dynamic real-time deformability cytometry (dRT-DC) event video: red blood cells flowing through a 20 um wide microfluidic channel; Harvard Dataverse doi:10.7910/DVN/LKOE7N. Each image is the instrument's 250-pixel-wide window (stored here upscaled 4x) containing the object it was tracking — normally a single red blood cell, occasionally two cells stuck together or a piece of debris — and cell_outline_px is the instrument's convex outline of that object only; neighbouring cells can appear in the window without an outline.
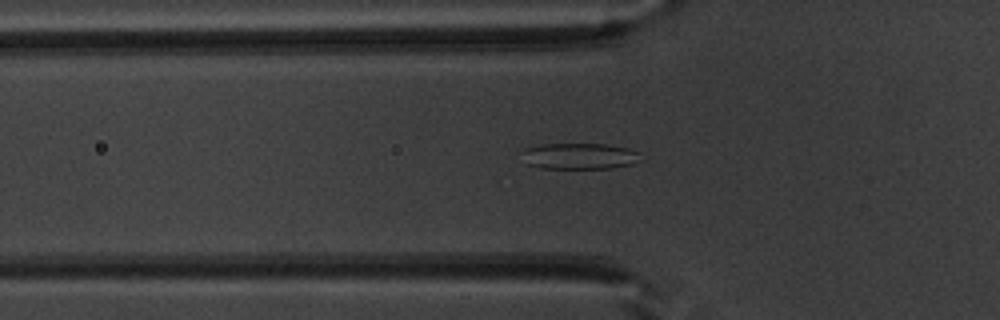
{"species": "common noctule bat (a hibernating species)", "species_latin": "Nyctalus noctula", "temperature_condition": "warm", "stored_images_in_passage": 45, "camera_frame_rate_fps": 3000, "um_per_image_px": 0.085, "animal": {"sex": "male", "body_mass_g": 20.1, "forearm_length_mm": 53.5}, "frame": {"image": 1, "passage_image": 11, "time_ms": 3.333, "image_size_px": [1000, 320], "cell_outline_px": [[640, 152], [632, 164], [612, 168], [540, 168], [524, 164], [520, 152], [524, 148], [540, 144], [608, 144], [628, 148]], "centroid_in_image_um": [49.13, 13.26], "position_along_channel_um": 76.7, "area_um2": 18.21}}
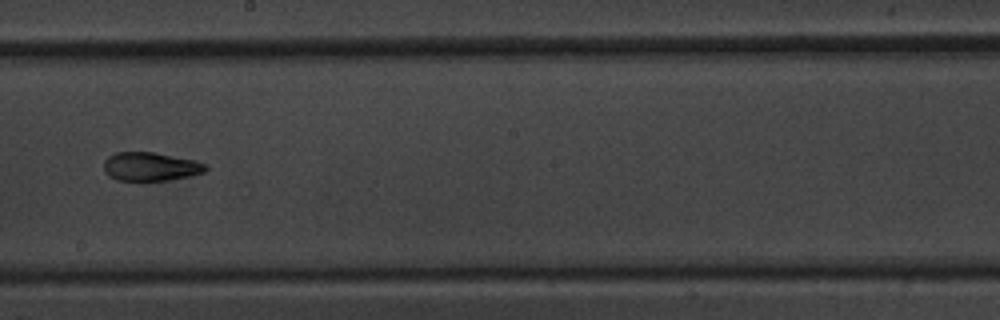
{"frame": {"image": 2, "passage_image": 23, "time_ms": 7.333, "image_size_px": [1000, 320], "cell_outline_px": [[208, 168], [204, 172], [192, 176], [168, 180], [116, 180], [108, 176], [104, 172], [104, 160], [108, 156], [116, 152], [152, 152], [196, 160], [208, 164]], "centroid_in_image_um": [12.81, 14.16], "position_along_channel_um": 235.4, "area_um2": 17.17}}
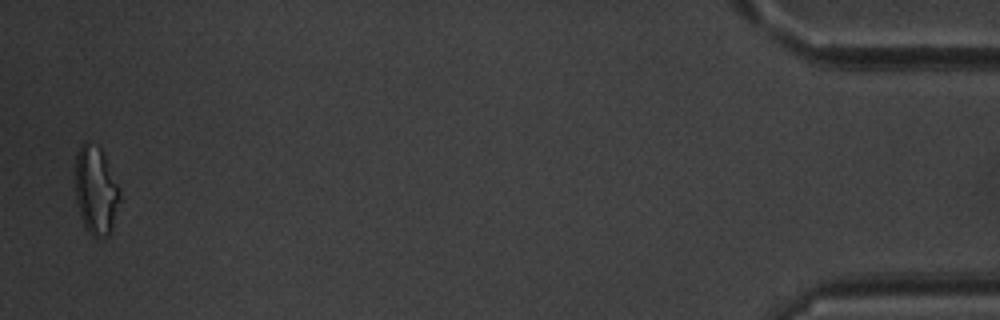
{"frame": {"image": 3, "passage_image": 44, "time_ms": 14.333, "image_size_px": [1000, 320], "cell_outline_px": [[120, 200], [112, 232], [104, 240], [92, 236], [84, 228], [80, 216], [76, 200], [76, 152], [80, 144], [84, 140], [100, 148], [104, 156], [120, 192]], "centroid_in_image_um": [8.14, 16.26], "position_along_channel_um": 427.1, "area_um2": 23.06}}